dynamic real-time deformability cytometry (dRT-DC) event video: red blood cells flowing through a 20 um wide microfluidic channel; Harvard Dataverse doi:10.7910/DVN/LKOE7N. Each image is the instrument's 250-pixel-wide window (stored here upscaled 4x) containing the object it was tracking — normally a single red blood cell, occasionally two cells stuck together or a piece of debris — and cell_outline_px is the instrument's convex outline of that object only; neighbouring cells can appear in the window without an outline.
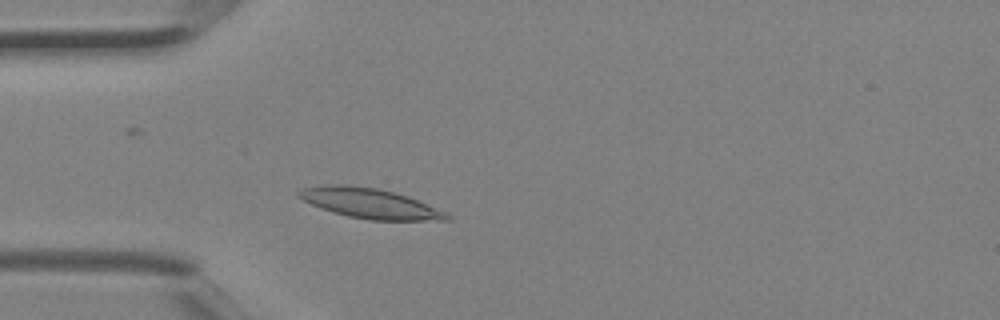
{"species": "Egyptian fruit bat (a non-hibernating species)", "species_latin": "Rousettus aegyptiacus", "temperature_condition": "room temperature", "stored_images_in_passage": 2, "camera_frame_rate_fps": 3000, "um_per_image_px": 0.085, "animal": {"sex": "female"}, "frame": {"image": 1, "passage_image": 2, "time_ms": 0.333, "image_size_px": [1000, 320], "cell_outline_px": [[452, 220], [368, 220], [348, 216], [332, 212], [320, 208], [296, 196], [296, 192], [300, 188], [328, 184], [348, 184], [376, 188], [396, 192], [416, 200], [444, 212], [452, 216]], "centroid_in_image_um": [31.37, 17.27], "position_along_channel_um": 53.6, "area_um2": 25.84}}